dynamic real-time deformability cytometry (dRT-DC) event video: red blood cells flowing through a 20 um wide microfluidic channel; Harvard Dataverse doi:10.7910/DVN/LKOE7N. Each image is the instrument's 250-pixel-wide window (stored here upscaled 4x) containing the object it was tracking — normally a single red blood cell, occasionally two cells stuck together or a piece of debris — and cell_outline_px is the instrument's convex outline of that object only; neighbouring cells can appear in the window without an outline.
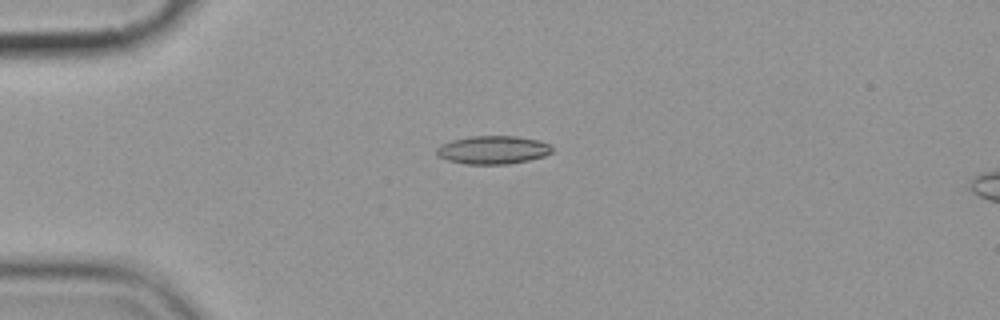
{"species": "common noctule bat (a hibernating species)", "species_latin": "Nyctalus noctula", "temperature_condition": "cold", "stored_images_in_passage": 5, "camera_frame_rate_fps": 3000, "um_per_image_px": 0.085, "animal": {"sex": "female", "body_mass_g": 19.9}, "frame": {"image": 1, "passage_image": 5, "time_ms": 4.667, "image_size_px": [1000, 320], "cell_outline_px": [[552, 152], [544, 156], [528, 160], [508, 164], [464, 164], [448, 160], [440, 156], [436, 152], [436, 148], [440, 144], [452, 140], [472, 136], [516, 136], [540, 140], [552, 144]], "centroid_in_image_um": [41.92, 12.73], "position_along_channel_um": 43.1, "area_um2": 19.07}}